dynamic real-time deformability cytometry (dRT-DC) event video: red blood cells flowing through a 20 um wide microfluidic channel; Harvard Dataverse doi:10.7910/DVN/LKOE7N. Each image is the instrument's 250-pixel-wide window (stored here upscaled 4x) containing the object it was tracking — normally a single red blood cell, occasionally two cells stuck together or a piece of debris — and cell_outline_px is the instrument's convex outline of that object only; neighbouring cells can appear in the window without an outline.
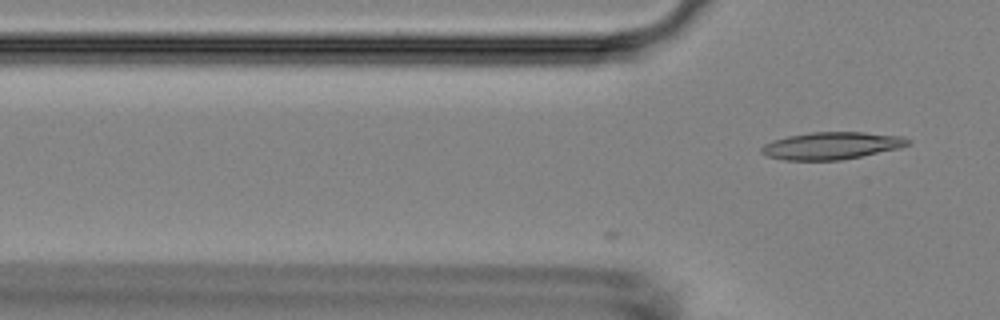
{"species": "Egyptian fruit bat (a non-hibernating species)", "species_latin": "Rousettus aegyptiacus", "temperature_condition": "room temperature", "stored_images_in_passage": 15, "camera_frame_rate_fps": 3000, "um_per_image_px": 0.085, "animal": {"sex": "female"}, "frame": {"image": 1, "passage_image": 15, "time_ms": 4.667, "image_size_px": [1000, 320], "cell_outline_px": [[908, 144], [900, 148], [840, 160], [784, 160], [764, 156], [760, 152], [760, 148], [764, 144], [772, 140], [788, 136], [812, 132], [864, 132], [904, 136], [908, 140]], "centroid_in_image_um": [70.63, 12.38], "position_along_channel_um": 55.2, "area_um2": 23.29}}